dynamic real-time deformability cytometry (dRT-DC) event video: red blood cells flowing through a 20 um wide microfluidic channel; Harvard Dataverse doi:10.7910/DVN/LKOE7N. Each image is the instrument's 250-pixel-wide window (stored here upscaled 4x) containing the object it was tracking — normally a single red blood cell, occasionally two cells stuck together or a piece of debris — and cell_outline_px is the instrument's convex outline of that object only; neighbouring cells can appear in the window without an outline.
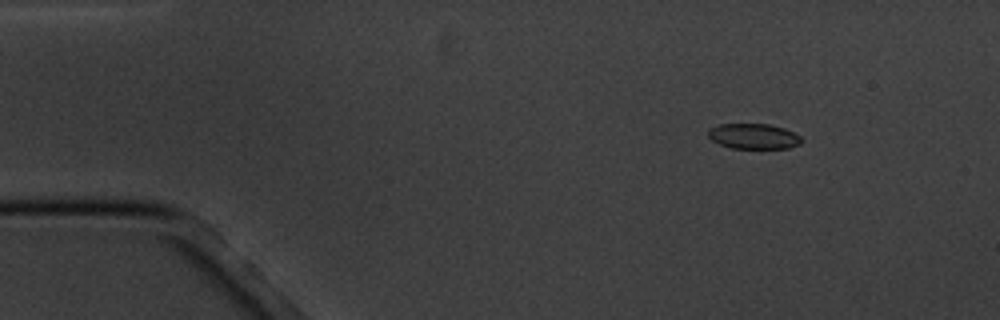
{"species": "common noctule bat (a hibernating species)", "species_latin": "Nyctalus noctula", "temperature_condition": "cold", "stored_images_in_passage": 5, "camera_frame_rate_fps": 3000, "um_per_image_px": 0.085, "animal": {"sex": "male", "body_mass_g": 20.1, "forearm_length_mm": 53.5}, "frame": {"image": 1, "passage_image": 2, "time_ms": 1.333, "image_size_px": [1000, 320], "cell_outline_px": [[804, 140], [800, 144], [788, 148], [732, 148], [720, 144], [712, 140], [708, 136], [708, 128], [720, 124], [768, 124], [784, 128], [800, 136]], "centroid_in_image_um": [64.06, 11.58], "position_along_channel_um": 20.9, "area_um2": 13.76}}
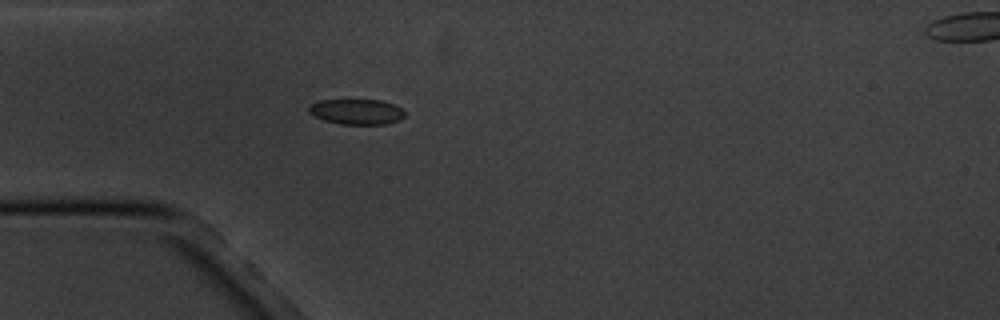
{"frame": {"image": 2, "passage_image": 4, "time_ms": 4.333, "image_size_px": [1000, 320], "cell_outline_px": [[404, 116], [400, 120], [388, 124], [340, 124], [324, 120], [308, 112], [308, 108], [312, 104], [320, 100], [380, 100], [392, 104], [400, 108], [404, 112]], "centroid_in_image_um": [30.32, 9.5], "position_along_channel_um": 54.7, "area_um2": 14.05}}